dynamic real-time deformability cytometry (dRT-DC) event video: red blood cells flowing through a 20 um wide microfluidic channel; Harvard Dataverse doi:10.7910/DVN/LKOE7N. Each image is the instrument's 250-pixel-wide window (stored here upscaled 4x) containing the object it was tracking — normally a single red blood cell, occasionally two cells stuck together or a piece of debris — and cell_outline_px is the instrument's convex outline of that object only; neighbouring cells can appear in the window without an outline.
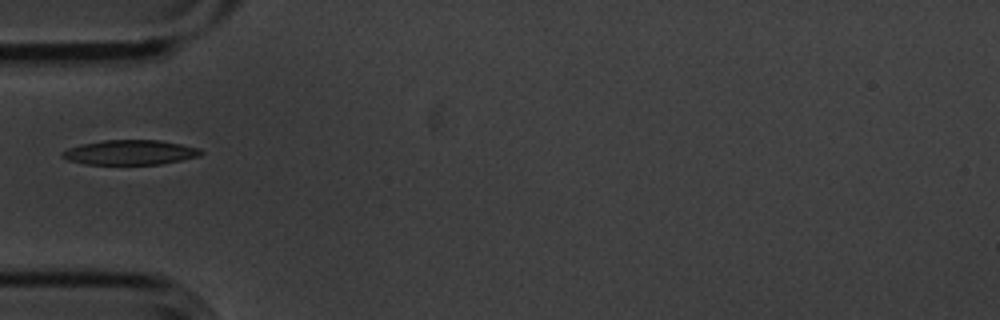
{"species": "common noctule bat (a hibernating species)", "species_latin": "Nyctalus noctula", "temperature_condition": "cold", "stored_images_in_passage": 7, "camera_frame_rate_fps": 3000, "um_per_image_px": 0.085, "animal": {"sex": "male", "body_mass_g": 20.1, "forearm_length_mm": 53.5}, "frame": {"image": 1, "passage_image": 4, "time_ms": 1.0, "image_size_px": [1000, 320], "cell_outline_px": [[204, 152], [200, 156], [160, 164], [84, 164], [68, 160], [60, 156], [60, 152], [68, 148], [80, 144], [104, 140], [160, 140], [200, 148]], "centroid_in_image_um": [11.03, 12.95], "position_along_channel_um": 74.0, "area_um2": 20.06}}
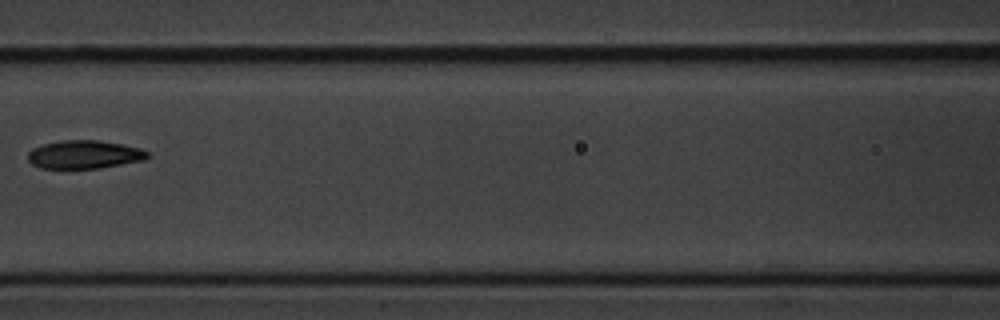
{"frame": {"image": 2, "passage_image": 6, "time_ms": 1.667, "image_size_px": [1000, 320], "cell_outline_px": [[152, 156], [144, 160], [100, 168], [40, 168], [32, 164], [28, 160], [28, 152], [32, 148], [44, 144], [60, 140], [96, 140], [124, 144], [140, 148], [148, 152]], "centroid_in_image_um": [7.19, 13.13], "position_along_channel_um": 159.4, "area_um2": 19.83}}
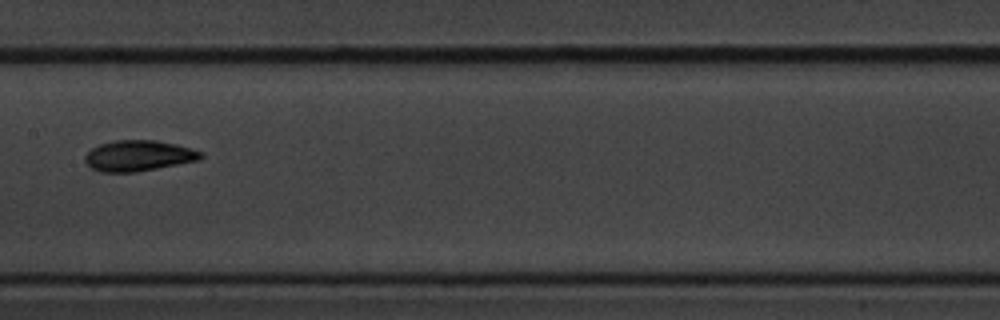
{"frame": {"image": 3, "passage_image": 7, "time_ms": 2.0, "image_size_px": [1000, 320], "cell_outline_px": [[204, 156], [200, 160], [136, 172], [100, 172], [92, 168], [84, 160], [84, 156], [92, 148], [100, 144], [116, 140], [156, 140], [176, 144], [192, 148], [200, 152]], "centroid_in_image_um": [11.78, 13.23], "position_along_channel_um": 195.6, "area_um2": 20.75}}